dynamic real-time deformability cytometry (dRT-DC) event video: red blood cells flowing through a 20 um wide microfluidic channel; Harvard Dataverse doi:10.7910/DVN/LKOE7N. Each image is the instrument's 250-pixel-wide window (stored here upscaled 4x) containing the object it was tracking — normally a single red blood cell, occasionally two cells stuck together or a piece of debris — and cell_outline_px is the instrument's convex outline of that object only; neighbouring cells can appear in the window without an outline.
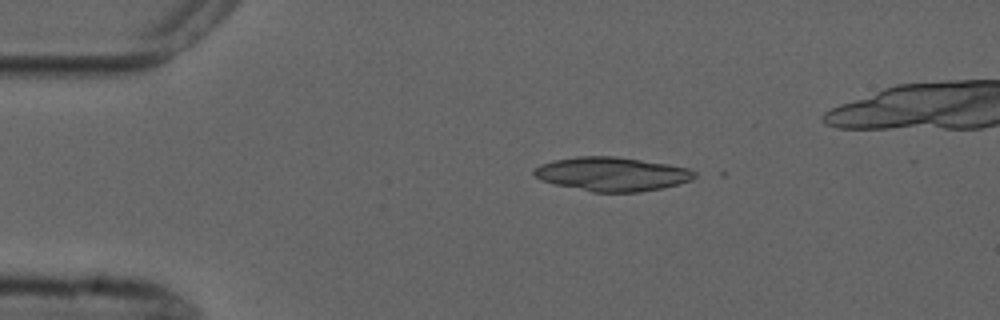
{"species": "common noctule bat (a hibernating species)", "species_latin": "Nyctalus noctula", "temperature_condition": "cold", "stored_images_in_passage": 4, "camera_frame_rate_fps": 3000, "um_per_image_px": 0.085, "animal": {"sex": "male", "forearm_length_mm": 52.5}, "frame": {"image": 1, "passage_image": 1, "time_ms": 0.0, "image_size_px": [1000, 320], "cell_outline_px": [[696, 176], [692, 180], [680, 184], [664, 188], [640, 192], [592, 192], [556, 184], [544, 180], [536, 176], [532, 172], [540, 164], [552, 160], [576, 156], [612, 156], [668, 164], [688, 168], [696, 172]], "centroid_in_image_um": [52.06, 14.79], "position_along_channel_um": 32.9, "area_um2": 31.67}}